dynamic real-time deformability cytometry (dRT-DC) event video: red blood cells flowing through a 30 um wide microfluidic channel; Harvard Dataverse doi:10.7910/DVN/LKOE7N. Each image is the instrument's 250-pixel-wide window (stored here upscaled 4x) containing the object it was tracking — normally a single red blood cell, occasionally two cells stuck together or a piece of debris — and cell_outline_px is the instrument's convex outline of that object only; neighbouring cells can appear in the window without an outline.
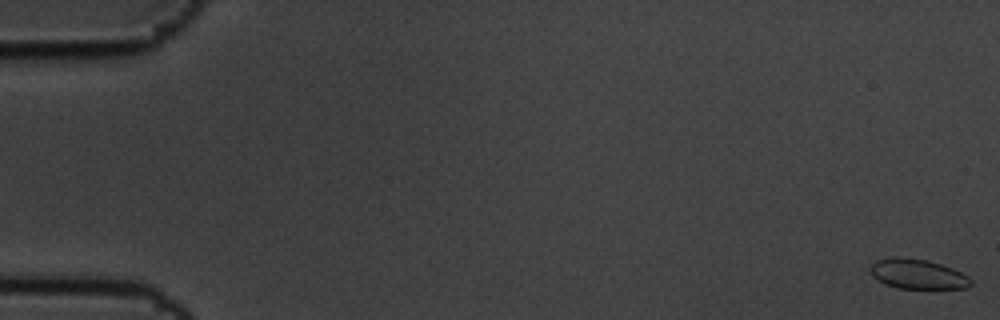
{"species": "common noctule bat (a hibernating species)", "species_latin": "Nyctalus noctula", "temperature_condition": "cold", "stored_images_in_passage": 6, "camera_frame_rate_fps": 3000, "um_per_image_px": 0.085, "animal": {"sex": "male", "body_mass_g": 19.5, "forearm_length_mm": 54.6}, "frame": {"image": 1, "passage_image": 1, "time_ms": 0.0, "image_size_px": [1000, 320], "cell_outline_px": [[972, 284], [968, 288], [900, 288], [884, 284], [876, 280], [872, 276], [868, 268], [876, 260], [892, 256], [896, 256], [928, 260], [952, 268], [968, 276], [972, 280]], "centroid_in_image_um": [77.96, 23.28], "position_along_channel_um": 7.0, "area_um2": 17.63}}
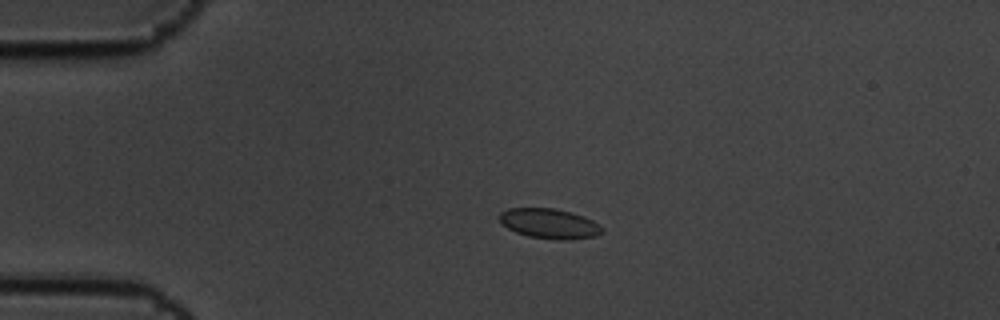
{"frame": {"image": 2, "passage_image": 5, "time_ms": 1.333, "image_size_px": [1000, 320], "cell_outline_px": [[604, 232], [596, 236], [572, 240], [556, 240], [528, 236], [516, 232], [508, 228], [500, 220], [500, 212], [508, 208], [556, 208], [572, 212], [584, 216], [600, 224], [604, 228]], "centroid_in_image_um": [46.76, 19.01], "position_along_channel_um": 38.2, "area_um2": 18.15}}